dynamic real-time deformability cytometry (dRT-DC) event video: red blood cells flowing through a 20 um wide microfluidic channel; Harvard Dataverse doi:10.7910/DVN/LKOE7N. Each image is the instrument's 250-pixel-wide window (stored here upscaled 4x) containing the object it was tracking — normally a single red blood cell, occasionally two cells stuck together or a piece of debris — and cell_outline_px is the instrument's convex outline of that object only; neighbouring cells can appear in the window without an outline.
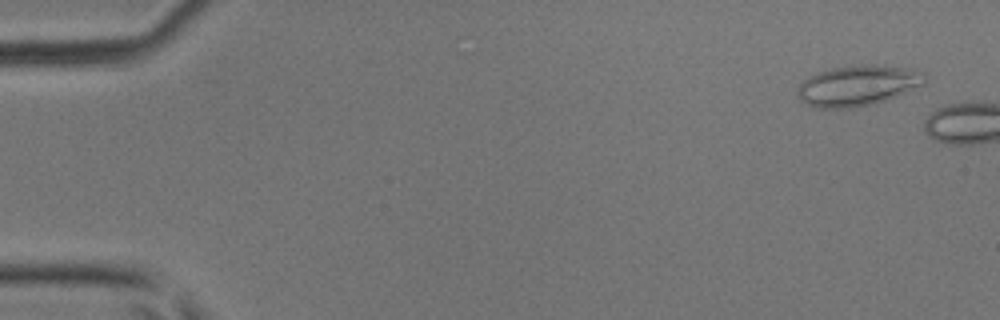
{"species": "common noctule bat (a hibernating species)", "species_latin": "Nyctalus noctula", "temperature_condition": "room temperature", "stored_images_in_passage": 5, "camera_frame_rate_fps": 3000, "um_per_image_px": 0.085, "animal": {"sex": "male", "body_mass_g": 17.9, "forearm_length_mm": 54.2}, "frame": {"image": 1, "passage_image": 3, "time_ms": 0.667, "image_size_px": [1000, 320], "cell_outline_px": [[928, 76], [924, 84], [896, 96], [872, 104], [848, 108], [820, 108], [808, 104], [800, 100], [796, 92], [800, 84], [804, 80], [820, 72], [832, 68], [860, 64], [884, 64], [924, 72]], "centroid_in_image_um": [72.94, 7.26], "position_along_channel_um": 12.1, "area_um2": 29.94}}